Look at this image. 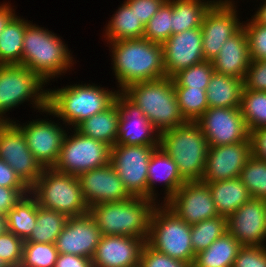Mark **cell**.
I'll list each match as a JSON object with an SVG mask.
<instances>
[{
	"label": "cell",
	"mask_w": 266,
	"mask_h": 267,
	"mask_svg": "<svg viewBox=\"0 0 266 267\" xmlns=\"http://www.w3.org/2000/svg\"><path fill=\"white\" fill-rule=\"evenodd\" d=\"M239 178L252 198L266 199V160L252 155L241 170Z\"/></svg>",
	"instance_id": "74e56055"
},
{
	"label": "cell",
	"mask_w": 266,
	"mask_h": 267,
	"mask_svg": "<svg viewBox=\"0 0 266 267\" xmlns=\"http://www.w3.org/2000/svg\"><path fill=\"white\" fill-rule=\"evenodd\" d=\"M159 145H114L110 151L112 168L131 196L148 198V165Z\"/></svg>",
	"instance_id": "8fae6325"
},
{
	"label": "cell",
	"mask_w": 266,
	"mask_h": 267,
	"mask_svg": "<svg viewBox=\"0 0 266 267\" xmlns=\"http://www.w3.org/2000/svg\"><path fill=\"white\" fill-rule=\"evenodd\" d=\"M48 120L49 118H38L28 121L27 124H20L18 120L15 121L21 128L34 158L43 169L53 168L56 165L66 135V130H64L66 126L63 127L58 122Z\"/></svg>",
	"instance_id": "9a60e30c"
},
{
	"label": "cell",
	"mask_w": 266,
	"mask_h": 267,
	"mask_svg": "<svg viewBox=\"0 0 266 267\" xmlns=\"http://www.w3.org/2000/svg\"><path fill=\"white\" fill-rule=\"evenodd\" d=\"M243 80L213 73L206 89L209 107L240 108Z\"/></svg>",
	"instance_id": "83f0119b"
},
{
	"label": "cell",
	"mask_w": 266,
	"mask_h": 267,
	"mask_svg": "<svg viewBox=\"0 0 266 267\" xmlns=\"http://www.w3.org/2000/svg\"><path fill=\"white\" fill-rule=\"evenodd\" d=\"M31 21L15 16L0 35V65H22L24 33Z\"/></svg>",
	"instance_id": "1f68e13d"
},
{
	"label": "cell",
	"mask_w": 266,
	"mask_h": 267,
	"mask_svg": "<svg viewBox=\"0 0 266 267\" xmlns=\"http://www.w3.org/2000/svg\"><path fill=\"white\" fill-rule=\"evenodd\" d=\"M0 267H9L1 257H0Z\"/></svg>",
	"instance_id": "9f6ffc18"
},
{
	"label": "cell",
	"mask_w": 266,
	"mask_h": 267,
	"mask_svg": "<svg viewBox=\"0 0 266 267\" xmlns=\"http://www.w3.org/2000/svg\"><path fill=\"white\" fill-rule=\"evenodd\" d=\"M67 220L66 215L38 205L36 199V224L25 242L55 244Z\"/></svg>",
	"instance_id": "d6a6232c"
},
{
	"label": "cell",
	"mask_w": 266,
	"mask_h": 267,
	"mask_svg": "<svg viewBox=\"0 0 266 267\" xmlns=\"http://www.w3.org/2000/svg\"><path fill=\"white\" fill-rule=\"evenodd\" d=\"M45 84L47 86L37 73L24 65H0V122L13 121L6 113L24 102L30 101L37 112L46 109L48 88H44Z\"/></svg>",
	"instance_id": "52a82bcc"
},
{
	"label": "cell",
	"mask_w": 266,
	"mask_h": 267,
	"mask_svg": "<svg viewBox=\"0 0 266 267\" xmlns=\"http://www.w3.org/2000/svg\"><path fill=\"white\" fill-rule=\"evenodd\" d=\"M146 243L160 253L193 266L196 255L191 243V225L164 203H158L153 210Z\"/></svg>",
	"instance_id": "9c48e42d"
},
{
	"label": "cell",
	"mask_w": 266,
	"mask_h": 267,
	"mask_svg": "<svg viewBox=\"0 0 266 267\" xmlns=\"http://www.w3.org/2000/svg\"><path fill=\"white\" fill-rule=\"evenodd\" d=\"M61 39L47 28L31 22L24 33L22 65L37 73L47 84L53 78L65 75L76 63L71 50Z\"/></svg>",
	"instance_id": "3957f363"
},
{
	"label": "cell",
	"mask_w": 266,
	"mask_h": 267,
	"mask_svg": "<svg viewBox=\"0 0 266 267\" xmlns=\"http://www.w3.org/2000/svg\"><path fill=\"white\" fill-rule=\"evenodd\" d=\"M9 2L0 3V35L8 23L16 16V11Z\"/></svg>",
	"instance_id": "f5cc1de1"
},
{
	"label": "cell",
	"mask_w": 266,
	"mask_h": 267,
	"mask_svg": "<svg viewBox=\"0 0 266 267\" xmlns=\"http://www.w3.org/2000/svg\"><path fill=\"white\" fill-rule=\"evenodd\" d=\"M121 92L143 111L159 133L187 122L180 111L172 78L136 82Z\"/></svg>",
	"instance_id": "5b68a950"
},
{
	"label": "cell",
	"mask_w": 266,
	"mask_h": 267,
	"mask_svg": "<svg viewBox=\"0 0 266 267\" xmlns=\"http://www.w3.org/2000/svg\"><path fill=\"white\" fill-rule=\"evenodd\" d=\"M217 0H172V35L200 28L206 12Z\"/></svg>",
	"instance_id": "4dcf8cb0"
},
{
	"label": "cell",
	"mask_w": 266,
	"mask_h": 267,
	"mask_svg": "<svg viewBox=\"0 0 266 267\" xmlns=\"http://www.w3.org/2000/svg\"><path fill=\"white\" fill-rule=\"evenodd\" d=\"M116 106L120 119L115 145H159V132L121 91L116 95Z\"/></svg>",
	"instance_id": "ac0fdd59"
},
{
	"label": "cell",
	"mask_w": 266,
	"mask_h": 267,
	"mask_svg": "<svg viewBox=\"0 0 266 267\" xmlns=\"http://www.w3.org/2000/svg\"><path fill=\"white\" fill-rule=\"evenodd\" d=\"M227 232V217L218 215L191 225V243L195 255L206 250Z\"/></svg>",
	"instance_id": "e575fe53"
},
{
	"label": "cell",
	"mask_w": 266,
	"mask_h": 267,
	"mask_svg": "<svg viewBox=\"0 0 266 267\" xmlns=\"http://www.w3.org/2000/svg\"><path fill=\"white\" fill-rule=\"evenodd\" d=\"M24 240L8 230L0 234V257L9 267H20L23 259Z\"/></svg>",
	"instance_id": "7bdbcfd3"
},
{
	"label": "cell",
	"mask_w": 266,
	"mask_h": 267,
	"mask_svg": "<svg viewBox=\"0 0 266 267\" xmlns=\"http://www.w3.org/2000/svg\"><path fill=\"white\" fill-rule=\"evenodd\" d=\"M250 62L248 39L242 26L222 45L212 64L215 73L244 80Z\"/></svg>",
	"instance_id": "d4e9b609"
},
{
	"label": "cell",
	"mask_w": 266,
	"mask_h": 267,
	"mask_svg": "<svg viewBox=\"0 0 266 267\" xmlns=\"http://www.w3.org/2000/svg\"><path fill=\"white\" fill-rule=\"evenodd\" d=\"M30 193V189H13L0 186V214L6 216L23 196Z\"/></svg>",
	"instance_id": "c3c4849f"
},
{
	"label": "cell",
	"mask_w": 266,
	"mask_h": 267,
	"mask_svg": "<svg viewBox=\"0 0 266 267\" xmlns=\"http://www.w3.org/2000/svg\"><path fill=\"white\" fill-rule=\"evenodd\" d=\"M172 35V0H166L147 22L143 38L163 44Z\"/></svg>",
	"instance_id": "f35d334b"
},
{
	"label": "cell",
	"mask_w": 266,
	"mask_h": 267,
	"mask_svg": "<svg viewBox=\"0 0 266 267\" xmlns=\"http://www.w3.org/2000/svg\"><path fill=\"white\" fill-rule=\"evenodd\" d=\"M145 243L132 236L102 235L91 259L92 267H139Z\"/></svg>",
	"instance_id": "603a6c76"
},
{
	"label": "cell",
	"mask_w": 266,
	"mask_h": 267,
	"mask_svg": "<svg viewBox=\"0 0 266 267\" xmlns=\"http://www.w3.org/2000/svg\"><path fill=\"white\" fill-rule=\"evenodd\" d=\"M241 247L239 241L227 231L206 250L196 254L192 267H233Z\"/></svg>",
	"instance_id": "f546056e"
},
{
	"label": "cell",
	"mask_w": 266,
	"mask_h": 267,
	"mask_svg": "<svg viewBox=\"0 0 266 267\" xmlns=\"http://www.w3.org/2000/svg\"><path fill=\"white\" fill-rule=\"evenodd\" d=\"M227 231L241 246H266L265 200L251 198L227 217Z\"/></svg>",
	"instance_id": "d6986e66"
},
{
	"label": "cell",
	"mask_w": 266,
	"mask_h": 267,
	"mask_svg": "<svg viewBox=\"0 0 266 267\" xmlns=\"http://www.w3.org/2000/svg\"><path fill=\"white\" fill-rule=\"evenodd\" d=\"M120 91L92 84H70L48 89V107L41 112L62 120L70 131L85 119L109 108ZM71 126V128L69 127Z\"/></svg>",
	"instance_id": "7a4b0ae2"
},
{
	"label": "cell",
	"mask_w": 266,
	"mask_h": 267,
	"mask_svg": "<svg viewBox=\"0 0 266 267\" xmlns=\"http://www.w3.org/2000/svg\"><path fill=\"white\" fill-rule=\"evenodd\" d=\"M162 48L165 77L205 60L201 27L171 35Z\"/></svg>",
	"instance_id": "e0dca14e"
},
{
	"label": "cell",
	"mask_w": 266,
	"mask_h": 267,
	"mask_svg": "<svg viewBox=\"0 0 266 267\" xmlns=\"http://www.w3.org/2000/svg\"><path fill=\"white\" fill-rule=\"evenodd\" d=\"M235 4L234 0H217L206 12L201 25L205 60L213 61L222 45L242 27Z\"/></svg>",
	"instance_id": "4fadbf2b"
},
{
	"label": "cell",
	"mask_w": 266,
	"mask_h": 267,
	"mask_svg": "<svg viewBox=\"0 0 266 267\" xmlns=\"http://www.w3.org/2000/svg\"><path fill=\"white\" fill-rule=\"evenodd\" d=\"M233 267H266V246H242Z\"/></svg>",
	"instance_id": "f6af8a7d"
},
{
	"label": "cell",
	"mask_w": 266,
	"mask_h": 267,
	"mask_svg": "<svg viewBox=\"0 0 266 267\" xmlns=\"http://www.w3.org/2000/svg\"><path fill=\"white\" fill-rule=\"evenodd\" d=\"M166 0H125L145 26Z\"/></svg>",
	"instance_id": "7dc6e473"
},
{
	"label": "cell",
	"mask_w": 266,
	"mask_h": 267,
	"mask_svg": "<svg viewBox=\"0 0 266 267\" xmlns=\"http://www.w3.org/2000/svg\"><path fill=\"white\" fill-rule=\"evenodd\" d=\"M0 159L7 163L29 188L41 176L43 168L34 158L21 128L14 120L0 122Z\"/></svg>",
	"instance_id": "7c38bea8"
},
{
	"label": "cell",
	"mask_w": 266,
	"mask_h": 267,
	"mask_svg": "<svg viewBox=\"0 0 266 267\" xmlns=\"http://www.w3.org/2000/svg\"><path fill=\"white\" fill-rule=\"evenodd\" d=\"M148 198L158 202V192H156L157 182L165 188L164 197L161 203H166L177 190L186 182L178 172L176 163L160 147H157L148 165ZM164 183V184H163ZM164 185V186H163Z\"/></svg>",
	"instance_id": "cb8c5ba5"
},
{
	"label": "cell",
	"mask_w": 266,
	"mask_h": 267,
	"mask_svg": "<svg viewBox=\"0 0 266 267\" xmlns=\"http://www.w3.org/2000/svg\"><path fill=\"white\" fill-rule=\"evenodd\" d=\"M0 186L13 189H30L14 172V170L0 159Z\"/></svg>",
	"instance_id": "681fc988"
},
{
	"label": "cell",
	"mask_w": 266,
	"mask_h": 267,
	"mask_svg": "<svg viewBox=\"0 0 266 267\" xmlns=\"http://www.w3.org/2000/svg\"><path fill=\"white\" fill-rule=\"evenodd\" d=\"M78 178L84 201L89 208L105 202H121L132 197L110 163L83 172Z\"/></svg>",
	"instance_id": "44dd1931"
},
{
	"label": "cell",
	"mask_w": 266,
	"mask_h": 267,
	"mask_svg": "<svg viewBox=\"0 0 266 267\" xmlns=\"http://www.w3.org/2000/svg\"><path fill=\"white\" fill-rule=\"evenodd\" d=\"M243 85L248 90L266 92V60H251Z\"/></svg>",
	"instance_id": "bcb514c9"
},
{
	"label": "cell",
	"mask_w": 266,
	"mask_h": 267,
	"mask_svg": "<svg viewBox=\"0 0 266 267\" xmlns=\"http://www.w3.org/2000/svg\"><path fill=\"white\" fill-rule=\"evenodd\" d=\"M139 267H192L190 264L181 260L171 258L160 253L147 243L144 244L140 254Z\"/></svg>",
	"instance_id": "ee69618b"
},
{
	"label": "cell",
	"mask_w": 266,
	"mask_h": 267,
	"mask_svg": "<svg viewBox=\"0 0 266 267\" xmlns=\"http://www.w3.org/2000/svg\"><path fill=\"white\" fill-rule=\"evenodd\" d=\"M240 110L249 132L266 127V92L243 87Z\"/></svg>",
	"instance_id": "d590c367"
},
{
	"label": "cell",
	"mask_w": 266,
	"mask_h": 267,
	"mask_svg": "<svg viewBox=\"0 0 266 267\" xmlns=\"http://www.w3.org/2000/svg\"><path fill=\"white\" fill-rule=\"evenodd\" d=\"M59 158L53 167L56 171L79 176L81 173L105 166L110 161L111 147L104 142L66 129ZM74 132V133H73ZM70 133V135H68Z\"/></svg>",
	"instance_id": "30bf717a"
},
{
	"label": "cell",
	"mask_w": 266,
	"mask_h": 267,
	"mask_svg": "<svg viewBox=\"0 0 266 267\" xmlns=\"http://www.w3.org/2000/svg\"><path fill=\"white\" fill-rule=\"evenodd\" d=\"M36 224V198L27 194L6 215V230L24 241Z\"/></svg>",
	"instance_id": "836d02e7"
},
{
	"label": "cell",
	"mask_w": 266,
	"mask_h": 267,
	"mask_svg": "<svg viewBox=\"0 0 266 267\" xmlns=\"http://www.w3.org/2000/svg\"><path fill=\"white\" fill-rule=\"evenodd\" d=\"M30 193L37 199L38 205L67 217L89 213L78 176L62 173L54 168H44L30 188Z\"/></svg>",
	"instance_id": "ba28073f"
},
{
	"label": "cell",
	"mask_w": 266,
	"mask_h": 267,
	"mask_svg": "<svg viewBox=\"0 0 266 267\" xmlns=\"http://www.w3.org/2000/svg\"><path fill=\"white\" fill-rule=\"evenodd\" d=\"M264 4L261 3L257 11L253 16H251L257 23L266 25V0H262Z\"/></svg>",
	"instance_id": "db71d44e"
},
{
	"label": "cell",
	"mask_w": 266,
	"mask_h": 267,
	"mask_svg": "<svg viewBox=\"0 0 266 267\" xmlns=\"http://www.w3.org/2000/svg\"><path fill=\"white\" fill-rule=\"evenodd\" d=\"M164 204L190 225L218 216L210 189L202 181H186Z\"/></svg>",
	"instance_id": "2e32d148"
},
{
	"label": "cell",
	"mask_w": 266,
	"mask_h": 267,
	"mask_svg": "<svg viewBox=\"0 0 266 267\" xmlns=\"http://www.w3.org/2000/svg\"><path fill=\"white\" fill-rule=\"evenodd\" d=\"M242 22L251 60H266V25L257 23L252 17Z\"/></svg>",
	"instance_id": "b9f144b4"
},
{
	"label": "cell",
	"mask_w": 266,
	"mask_h": 267,
	"mask_svg": "<svg viewBox=\"0 0 266 267\" xmlns=\"http://www.w3.org/2000/svg\"><path fill=\"white\" fill-rule=\"evenodd\" d=\"M252 155L261 160H266V127L257 128L250 132Z\"/></svg>",
	"instance_id": "f907efd6"
},
{
	"label": "cell",
	"mask_w": 266,
	"mask_h": 267,
	"mask_svg": "<svg viewBox=\"0 0 266 267\" xmlns=\"http://www.w3.org/2000/svg\"><path fill=\"white\" fill-rule=\"evenodd\" d=\"M58 254L54 243L24 241L20 267H55Z\"/></svg>",
	"instance_id": "ab89813d"
},
{
	"label": "cell",
	"mask_w": 266,
	"mask_h": 267,
	"mask_svg": "<svg viewBox=\"0 0 266 267\" xmlns=\"http://www.w3.org/2000/svg\"><path fill=\"white\" fill-rule=\"evenodd\" d=\"M101 236L96 221L89 213L68 217L63 231L57 237L55 246L58 253L92 259Z\"/></svg>",
	"instance_id": "7402d4cb"
},
{
	"label": "cell",
	"mask_w": 266,
	"mask_h": 267,
	"mask_svg": "<svg viewBox=\"0 0 266 267\" xmlns=\"http://www.w3.org/2000/svg\"><path fill=\"white\" fill-rule=\"evenodd\" d=\"M118 91L136 82L165 77L162 44L145 38L107 42Z\"/></svg>",
	"instance_id": "6da1fadb"
},
{
	"label": "cell",
	"mask_w": 266,
	"mask_h": 267,
	"mask_svg": "<svg viewBox=\"0 0 266 267\" xmlns=\"http://www.w3.org/2000/svg\"><path fill=\"white\" fill-rule=\"evenodd\" d=\"M159 147L176 163L185 181H201L209 144L196 122L159 133Z\"/></svg>",
	"instance_id": "8992f818"
},
{
	"label": "cell",
	"mask_w": 266,
	"mask_h": 267,
	"mask_svg": "<svg viewBox=\"0 0 266 267\" xmlns=\"http://www.w3.org/2000/svg\"><path fill=\"white\" fill-rule=\"evenodd\" d=\"M218 215L228 217L252 197L240 178L206 183Z\"/></svg>",
	"instance_id": "484cf974"
},
{
	"label": "cell",
	"mask_w": 266,
	"mask_h": 267,
	"mask_svg": "<svg viewBox=\"0 0 266 267\" xmlns=\"http://www.w3.org/2000/svg\"><path fill=\"white\" fill-rule=\"evenodd\" d=\"M119 119L120 116L115 99L109 108L85 119L75 129L85 136L113 147L118 138Z\"/></svg>",
	"instance_id": "4316f807"
},
{
	"label": "cell",
	"mask_w": 266,
	"mask_h": 267,
	"mask_svg": "<svg viewBox=\"0 0 266 267\" xmlns=\"http://www.w3.org/2000/svg\"><path fill=\"white\" fill-rule=\"evenodd\" d=\"M180 111L186 121L195 122L209 107L206 89L173 87Z\"/></svg>",
	"instance_id": "8d00e7d4"
},
{
	"label": "cell",
	"mask_w": 266,
	"mask_h": 267,
	"mask_svg": "<svg viewBox=\"0 0 266 267\" xmlns=\"http://www.w3.org/2000/svg\"><path fill=\"white\" fill-rule=\"evenodd\" d=\"M6 230V216L0 214V234Z\"/></svg>",
	"instance_id": "11a10c76"
},
{
	"label": "cell",
	"mask_w": 266,
	"mask_h": 267,
	"mask_svg": "<svg viewBox=\"0 0 266 267\" xmlns=\"http://www.w3.org/2000/svg\"><path fill=\"white\" fill-rule=\"evenodd\" d=\"M55 267H92V261L88 257L59 253Z\"/></svg>",
	"instance_id": "816d5d0a"
},
{
	"label": "cell",
	"mask_w": 266,
	"mask_h": 267,
	"mask_svg": "<svg viewBox=\"0 0 266 267\" xmlns=\"http://www.w3.org/2000/svg\"><path fill=\"white\" fill-rule=\"evenodd\" d=\"M209 146H223L251 141L240 108L208 107L195 121Z\"/></svg>",
	"instance_id": "5bb4252c"
},
{
	"label": "cell",
	"mask_w": 266,
	"mask_h": 267,
	"mask_svg": "<svg viewBox=\"0 0 266 267\" xmlns=\"http://www.w3.org/2000/svg\"><path fill=\"white\" fill-rule=\"evenodd\" d=\"M144 29L135 11L124 1L108 21L103 36L106 42L140 39L144 36Z\"/></svg>",
	"instance_id": "f1b7e54d"
},
{
	"label": "cell",
	"mask_w": 266,
	"mask_h": 267,
	"mask_svg": "<svg viewBox=\"0 0 266 267\" xmlns=\"http://www.w3.org/2000/svg\"><path fill=\"white\" fill-rule=\"evenodd\" d=\"M158 205L145 197L105 202L89 208L101 235L132 236L147 241L153 210Z\"/></svg>",
	"instance_id": "277c9868"
},
{
	"label": "cell",
	"mask_w": 266,
	"mask_h": 267,
	"mask_svg": "<svg viewBox=\"0 0 266 267\" xmlns=\"http://www.w3.org/2000/svg\"><path fill=\"white\" fill-rule=\"evenodd\" d=\"M214 72L212 61L204 60L175 74L172 77L173 87L207 89Z\"/></svg>",
	"instance_id": "60d3db41"
},
{
	"label": "cell",
	"mask_w": 266,
	"mask_h": 267,
	"mask_svg": "<svg viewBox=\"0 0 266 267\" xmlns=\"http://www.w3.org/2000/svg\"><path fill=\"white\" fill-rule=\"evenodd\" d=\"M251 156V141L223 146H209L201 181L211 183L237 178Z\"/></svg>",
	"instance_id": "ffe728a7"
}]
</instances>
